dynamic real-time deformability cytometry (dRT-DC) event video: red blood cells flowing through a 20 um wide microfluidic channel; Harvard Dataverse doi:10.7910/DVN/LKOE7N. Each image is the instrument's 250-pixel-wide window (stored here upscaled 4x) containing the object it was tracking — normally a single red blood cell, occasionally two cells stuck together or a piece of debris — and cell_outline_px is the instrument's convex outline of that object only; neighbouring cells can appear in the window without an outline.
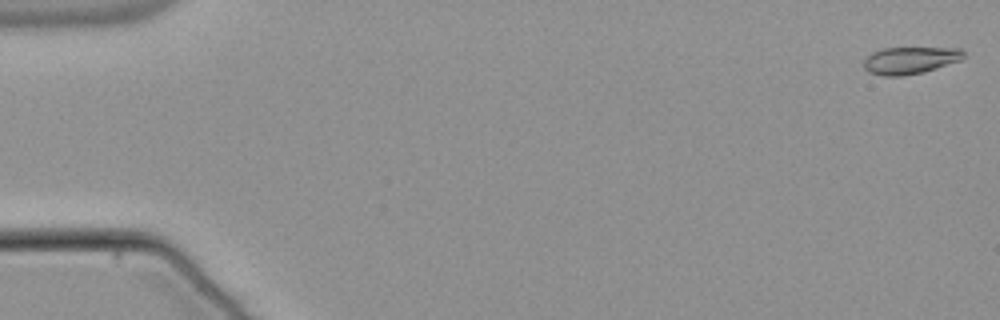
{"species": "common noctule bat (a hibernating species)", "species_latin": "Nyctalus noctula", "temperature_condition": "warm", "stored_images_in_passage": 54, "camera_frame_rate_fps": 3000, "um_per_image_px": 0.085, "animal": {"sex": "male", "body_mass_g": 21.5, "forearm_length_mm": 52.0}, "frame": {"image": 1, "passage_image": 1, "time_ms": 0.0, "image_size_px": [1000, 320], "cell_outline_px": [[964, 56], [960, 60], [924, 72], [900, 76], [884, 76], [868, 72], [864, 68], [864, 60], [872, 52], [884, 48], [960, 48], [964, 52]], "centroid_in_image_um": [77.34, 5.13], "position_along_channel_um": 7.7, "area_um2": 15.66}}
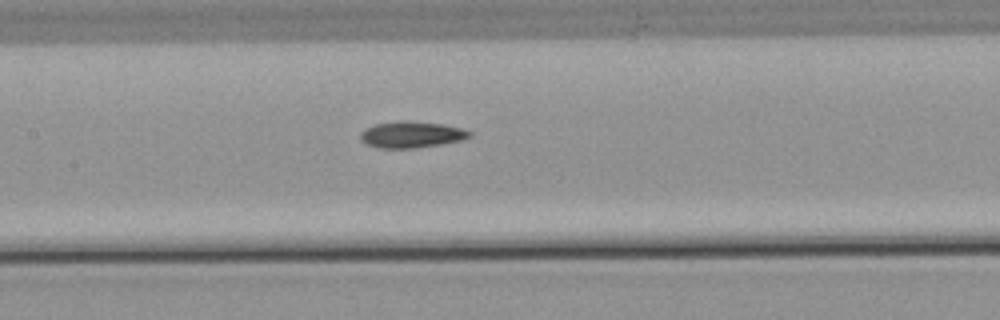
{"frame": {"image": 2, "passage_image": 26, "time_ms": 8.333, "image_size_px": [1000, 320], "cell_outline_px": [[472, 136], [460, 140], [412, 148], [380, 148], [368, 144], [360, 140], [360, 132], [364, 128], [376, 124], [400, 120], [404, 120], [440, 124], [460, 128], [472, 132]], "centroid_in_image_um": [34.92, 11.43], "position_along_channel_um": 172.5, "area_um2": 16.47}}
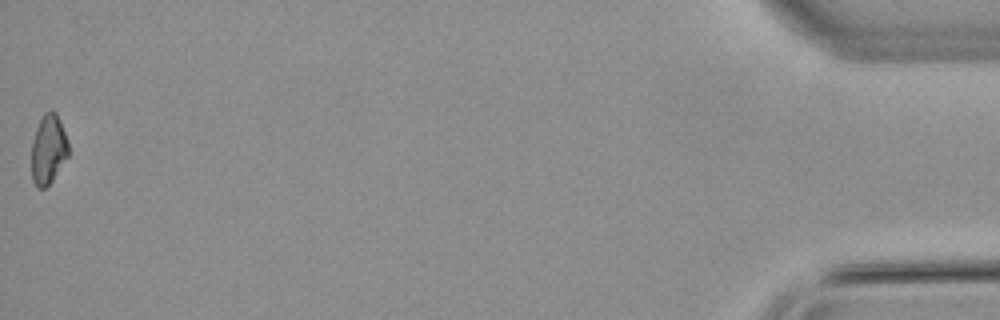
{"frame": {"image": 3, "passage_image": 54, "time_ms": 17.667, "image_size_px": [1000, 320], "cell_outline_px": [[68, 156], [52, 180], [44, 188], [36, 188], [32, 180], [32, 140], [36, 128], [44, 112], [52, 108], [56, 112], [68, 140]], "centroid_in_image_um": [4.1, 12.67], "position_along_channel_um": 431.1, "area_um2": 14.97}, "authors_computed_cell_mechanics": {"area_um2": 16.1262, "velocity_mm_per_s": 3.8356, "shape_relaxation_time_tau1_ms": null, "shape_relaxation_time_tau2_ms": 5.9943, "deformation_change_tau1": null, "deformation_change_tau2": 0.1206}}